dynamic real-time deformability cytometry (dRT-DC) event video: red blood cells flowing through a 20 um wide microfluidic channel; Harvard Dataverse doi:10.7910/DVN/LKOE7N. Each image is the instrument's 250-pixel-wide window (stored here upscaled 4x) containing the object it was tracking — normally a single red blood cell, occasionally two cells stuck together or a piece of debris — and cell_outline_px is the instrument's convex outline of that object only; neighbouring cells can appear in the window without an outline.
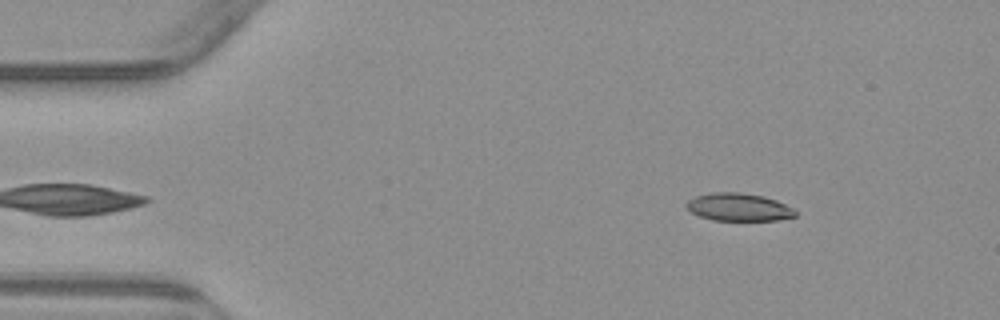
{"species": "common noctule bat (a hibernating species)", "species_latin": "Nyctalus noctula", "temperature_condition": "warm", "stored_images_in_passage": 50, "camera_frame_rate_fps": 3000, "um_per_image_px": 0.085, "animal": {"sex": "male", "body_mass_g": 23.1, "forearm_length_mm": 52.7}, "frame": {"image": 1, "passage_image": 3, "time_ms": 0.667, "image_size_px": [1000, 320], "cell_outline_px": [[796, 216], [776, 220], [712, 220], [700, 216], [692, 212], [688, 208], [688, 200], [696, 196], [712, 192], [740, 192], [764, 196], [776, 200], [792, 208], [796, 212]], "centroid_in_image_um": [62.8, 17.6], "position_along_channel_um": 22.2, "area_um2": 17.4}}
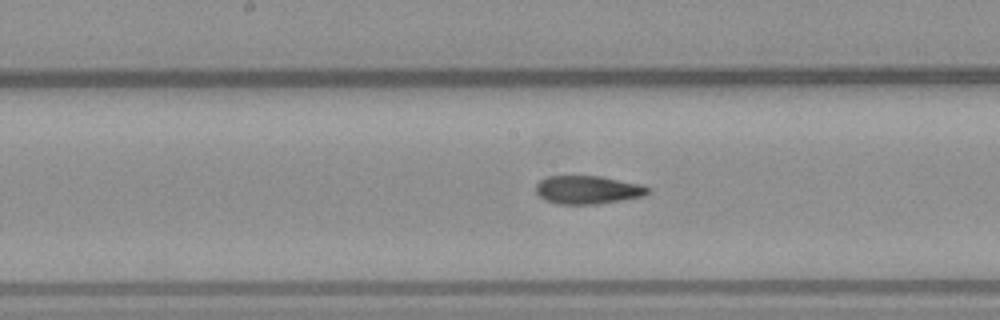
{"frame": {"image": 2, "passage_image": 23, "time_ms": 7.333, "image_size_px": [1000, 320], "cell_outline_px": [[648, 192], [644, 196], [596, 204], [556, 204], [544, 200], [536, 192], [536, 184], [540, 180], [548, 176], [600, 176], [640, 184], [648, 188]], "centroid_in_image_um": [49.91, 16.13], "position_along_channel_um": 198.3, "area_um2": 18.32}}
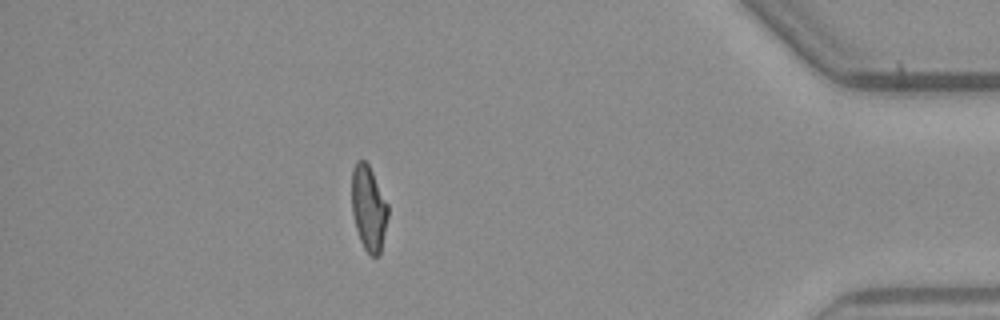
{"frame": {"image": 3, "passage_image": 43, "time_ms": 14.0, "image_size_px": [1000, 320], "cell_outline_px": [[388, 216], [380, 256], [372, 256], [364, 248], [360, 240], [356, 228], [352, 212], [352, 168], [356, 160], [364, 160], [368, 164], [388, 204]], "centroid_in_image_um": [31.33, 17.7], "position_along_channel_um": 403.9, "area_um2": 17.92}, "authors_computed_cell_mechanics": {"area_um2": 18.6116, "velocity_mm_per_s": 3.8352, "shape_relaxation_time_tau1_ms": null, "shape_relaxation_time_tau2_ms": 3.2038, "deformation_change_tau1": null, "deformation_change_tau2": 0.1046}}